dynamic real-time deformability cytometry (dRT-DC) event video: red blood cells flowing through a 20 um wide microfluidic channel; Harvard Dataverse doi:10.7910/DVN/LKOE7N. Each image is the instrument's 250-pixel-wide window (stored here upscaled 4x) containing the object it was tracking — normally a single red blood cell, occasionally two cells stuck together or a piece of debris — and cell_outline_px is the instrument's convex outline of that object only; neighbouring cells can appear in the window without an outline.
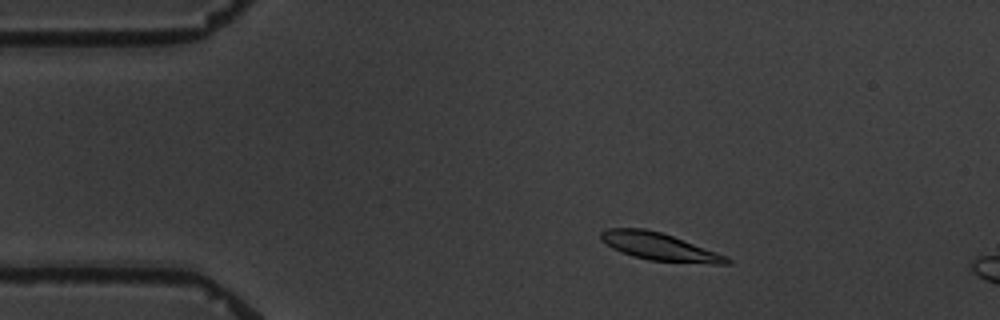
{"species": "common noctule bat (a hibernating species)", "species_latin": "Nyctalus noctula", "temperature_condition": "warm", "stored_images_in_passage": 5, "camera_frame_rate_fps": 3000, "um_per_image_px": 0.085, "animal": {"sex": "male", "body_mass_g": 19.5, "forearm_length_mm": 54.6}, "frame": {"image": 1, "passage_image": 3, "time_ms": 2.333, "image_size_px": [1000, 320], "cell_outline_px": [[732, 264], [712, 264], [648, 260], [632, 256], [612, 248], [600, 240], [600, 232], [608, 228], [644, 228], [660, 232], [684, 240], [728, 256], [732, 260]], "centroid_in_image_um": [56.06, 20.97], "position_along_channel_um": 28.9, "area_um2": 20.29}}